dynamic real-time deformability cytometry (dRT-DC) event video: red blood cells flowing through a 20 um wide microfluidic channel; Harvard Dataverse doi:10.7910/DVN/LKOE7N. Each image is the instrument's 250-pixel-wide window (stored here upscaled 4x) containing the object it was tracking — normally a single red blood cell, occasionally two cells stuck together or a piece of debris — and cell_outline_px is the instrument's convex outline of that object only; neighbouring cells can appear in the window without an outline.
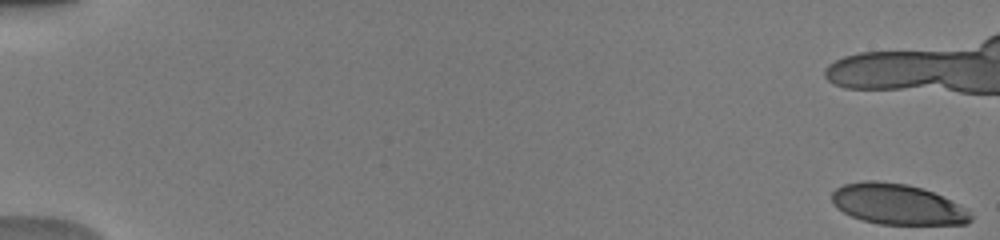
{"species": "human", "species_latin": "Homo sapiens", "temperature_condition": "warm", "stored_images_in_passage": 33, "camera_frame_rate_fps": 3000, "um_per_image_px": 0.085, "donor": {"sex": "male"}, "frame": {"image": 1, "passage_image": 1, "time_ms": 0.0, "image_size_px": [1000, 240], "cell_outline_px": [[972, 220], [964, 224], [880, 224], [864, 220], [852, 216], [836, 208], [832, 200], [832, 192], [836, 188], [844, 184], [864, 180], [876, 180], [908, 184], [932, 192], [952, 200], [968, 208], [972, 216]], "centroid_in_image_um": [76.3, 17.35], "position_along_channel_um": 8.7, "area_um2": 32.89}}